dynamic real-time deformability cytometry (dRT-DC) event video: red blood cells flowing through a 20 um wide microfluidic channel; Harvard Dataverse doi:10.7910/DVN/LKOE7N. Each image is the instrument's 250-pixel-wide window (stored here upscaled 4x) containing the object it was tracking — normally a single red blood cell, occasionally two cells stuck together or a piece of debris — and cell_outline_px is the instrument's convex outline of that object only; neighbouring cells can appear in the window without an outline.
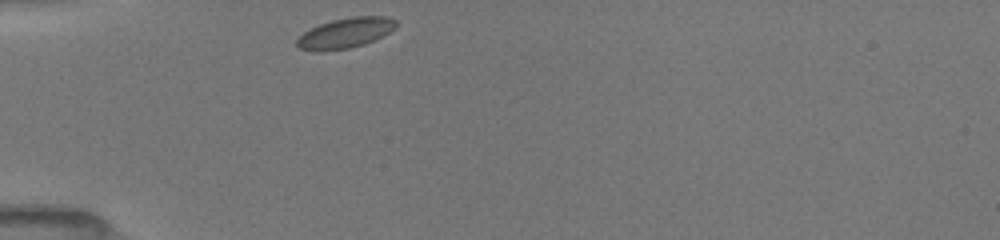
{"species": "common noctule bat (a hibernating species)", "species_latin": "Nyctalus noctula", "temperature_condition": "room temperature", "stored_images_in_passage": 1, "camera_frame_rate_fps": 3000, "um_per_image_px": 0.085, "animal": {"sex": "female", "body_mass_g": 19.5, "forearm_length_mm": 54.1}, "frame": {"image": 1, "passage_image": 1, "time_ms": 0.0, "image_size_px": [1000, 240], "cell_outline_px": [[396, 28], [376, 40], [364, 44], [348, 48], [324, 52], [316, 52], [300, 48], [296, 44], [296, 40], [304, 32], [320, 24], [332, 20], [352, 16], [388, 16], [396, 20]], "centroid_in_image_um": [29.38, 2.81], "position_along_channel_um": 55.6, "area_um2": 17.63}}